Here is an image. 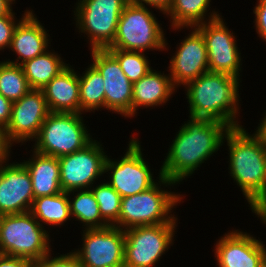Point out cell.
I'll list each match as a JSON object with an SVG mask.
<instances>
[{"label":"cell","mask_w":266,"mask_h":267,"mask_svg":"<svg viewBox=\"0 0 266 267\" xmlns=\"http://www.w3.org/2000/svg\"><path fill=\"white\" fill-rule=\"evenodd\" d=\"M84 73L78 72L81 113L105 109L104 80L101 73L90 64Z\"/></svg>","instance_id":"4316f807"},{"label":"cell","mask_w":266,"mask_h":267,"mask_svg":"<svg viewBox=\"0 0 266 267\" xmlns=\"http://www.w3.org/2000/svg\"><path fill=\"white\" fill-rule=\"evenodd\" d=\"M30 212L43 227L64 225L71 220L68 192L34 198Z\"/></svg>","instance_id":"d4e9b609"},{"label":"cell","mask_w":266,"mask_h":267,"mask_svg":"<svg viewBox=\"0 0 266 267\" xmlns=\"http://www.w3.org/2000/svg\"><path fill=\"white\" fill-rule=\"evenodd\" d=\"M68 65L58 53L48 49L43 54L25 61L21 67L30 88L42 89Z\"/></svg>","instance_id":"cb8c5ba5"},{"label":"cell","mask_w":266,"mask_h":267,"mask_svg":"<svg viewBox=\"0 0 266 267\" xmlns=\"http://www.w3.org/2000/svg\"><path fill=\"white\" fill-rule=\"evenodd\" d=\"M240 82L238 77L215 72H206L190 81L184 86L189 116L219 121L229 128L243 126L237 120Z\"/></svg>","instance_id":"3957f363"},{"label":"cell","mask_w":266,"mask_h":267,"mask_svg":"<svg viewBox=\"0 0 266 267\" xmlns=\"http://www.w3.org/2000/svg\"><path fill=\"white\" fill-rule=\"evenodd\" d=\"M82 231V248L72 251L84 267H124L123 229L109 225Z\"/></svg>","instance_id":"8fae6325"},{"label":"cell","mask_w":266,"mask_h":267,"mask_svg":"<svg viewBox=\"0 0 266 267\" xmlns=\"http://www.w3.org/2000/svg\"><path fill=\"white\" fill-rule=\"evenodd\" d=\"M91 64L104 80L105 109L122 117H132L133 84L124 74L117 59L107 49H93Z\"/></svg>","instance_id":"5bb4252c"},{"label":"cell","mask_w":266,"mask_h":267,"mask_svg":"<svg viewBox=\"0 0 266 267\" xmlns=\"http://www.w3.org/2000/svg\"><path fill=\"white\" fill-rule=\"evenodd\" d=\"M29 160H23L31 181L34 198L63 192L60 186V165L57 157L31 150Z\"/></svg>","instance_id":"7402d4cb"},{"label":"cell","mask_w":266,"mask_h":267,"mask_svg":"<svg viewBox=\"0 0 266 267\" xmlns=\"http://www.w3.org/2000/svg\"><path fill=\"white\" fill-rule=\"evenodd\" d=\"M107 156L101 142L93 140L85 148L58 158L61 189L64 192L90 189L105 174Z\"/></svg>","instance_id":"4fadbf2b"},{"label":"cell","mask_w":266,"mask_h":267,"mask_svg":"<svg viewBox=\"0 0 266 267\" xmlns=\"http://www.w3.org/2000/svg\"><path fill=\"white\" fill-rule=\"evenodd\" d=\"M223 16L195 26L202 34L208 55L209 72L224 73L240 78L241 51L237 39L223 21Z\"/></svg>","instance_id":"7c38bea8"},{"label":"cell","mask_w":266,"mask_h":267,"mask_svg":"<svg viewBox=\"0 0 266 267\" xmlns=\"http://www.w3.org/2000/svg\"><path fill=\"white\" fill-rule=\"evenodd\" d=\"M152 8L129 2L120 15L113 43L107 49L165 51L167 38Z\"/></svg>","instance_id":"52a82bcc"},{"label":"cell","mask_w":266,"mask_h":267,"mask_svg":"<svg viewBox=\"0 0 266 267\" xmlns=\"http://www.w3.org/2000/svg\"><path fill=\"white\" fill-rule=\"evenodd\" d=\"M71 194L74 195V198H71ZM68 198L71 218L74 217L76 221L83 223L82 226L85 227L84 229L104 228L109 226L100 215L98 203L91 189L69 191Z\"/></svg>","instance_id":"484cf974"},{"label":"cell","mask_w":266,"mask_h":267,"mask_svg":"<svg viewBox=\"0 0 266 267\" xmlns=\"http://www.w3.org/2000/svg\"><path fill=\"white\" fill-rule=\"evenodd\" d=\"M229 151V174L240 187L250 209L266 225V145L243 126L224 136Z\"/></svg>","instance_id":"7a4b0ae2"},{"label":"cell","mask_w":266,"mask_h":267,"mask_svg":"<svg viewBox=\"0 0 266 267\" xmlns=\"http://www.w3.org/2000/svg\"><path fill=\"white\" fill-rule=\"evenodd\" d=\"M49 236L30 211L0 216V254L38 261L52 251Z\"/></svg>","instance_id":"5b68a950"},{"label":"cell","mask_w":266,"mask_h":267,"mask_svg":"<svg viewBox=\"0 0 266 267\" xmlns=\"http://www.w3.org/2000/svg\"><path fill=\"white\" fill-rule=\"evenodd\" d=\"M29 11L30 9H26L23 13L24 15L19 20L15 18L16 13L13 10L8 15L0 17V51L3 50L4 52L5 48H10L15 27Z\"/></svg>","instance_id":"4dcf8cb0"},{"label":"cell","mask_w":266,"mask_h":267,"mask_svg":"<svg viewBox=\"0 0 266 267\" xmlns=\"http://www.w3.org/2000/svg\"><path fill=\"white\" fill-rule=\"evenodd\" d=\"M30 86L21 65L0 61V94L10 101L20 100Z\"/></svg>","instance_id":"83f0119b"},{"label":"cell","mask_w":266,"mask_h":267,"mask_svg":"<svg viewBox=\"0 0 266 267\" xmlns=\"http://www.w3.org/2000/svg\"><path fill=\"white\" fill-rule=\"evenodd\" d=\"M176 184L162 177L150 189L121 198L120 216L114 226L125 230L138 226L177 223L178 218L172 214V209L181 203L184 195L165 190Z\"/></svg>","instance_id":"277c9868"},{"label":"cell","mask_w":266,"mask_h":267,"mask_svg":"<svg viewBox=\"0 0 266 267\" xmlns=\"http://www.w3.org/2000/svg\"><path fill=\"white\" fill-rule=\"evenodd\" d=\"M34 201L30 174L22 162L0 166V216L29 212Z\"/></svg>","instance_id":"e0dca14e"},{"label":"cell","mask_w":266,"mask_h":267,"mask_svg":"<svg viewBox=\"0 0 266 267\" xmlns=\"http://www.w3.org/2000/svg\"><path fill=\"white\" fill-rule=\"evenodd\" d=\"M178 223L125 229L124 267H155L175 240Z\"/></svg>","instance_id":"30bf717a"},{"label":"cell","mask_w":266,"mask_h":267,"mask_svg":"<svg viewBox=\"0 0 266 267\" xmlns=\"http://www.w3.org/2000/svg\"><path fill=\"white\" fill-rule=\"evenodd\" d=\"M13 0H0V17L8 15L12 10Z\"/></svg>","instance_id":"f35d334b"},{"label":"cell","mask_w":266,"mask_h":267,"mask_svg":"<svg viewBox=\"0 0 266 267\" xmlns=\"http://www.w3.org/2000/svg\"><path fill=\"white\" fill-rule=\"evenodd\" d=\"M12 146L13 143L10 141L5 128L0 127V166L9 163Z\"/></svg>","instance_id":"836d02e7"},{"label":"cell","mask_w":266,"mask_h":267,"mask_svg":"<svg viewBox=\"0 0 266 267\" xmlns=\"http://www.w3.org/2000/svg\"><path fill=\"white\" fill-rule=\"evenodd\" d=\"M170 75L164 71H150L133 83L132 87V117L137 114L139 108H149L166 104L175 92Z\"/></svg>","instance_id":"44dd1931"},{"label":"cell","mask_w":266,"mask_h":267,"mask_svg":"<svg viewBox=\"0 0 266 267\" xmlns=\"http://www.w3.org/2000/svg\"><path fill=\"white\" fill-rule=\"evenodd\" d=\"M263 116L254 134L266 145V111Z\"/></svg>","instance_id":"74e56055"},{"label":"cell","mask_w":266,"mask_h":267,"mask_svg":"<svg viewBox=\"0 0 266 267\" xmlns=\"http://www.w3.org/2000/svg\"><path fill=\"white\" fill-rule=\"evenodd\" d=\"M50 111L41 89H30L20 100L12 104L10 122L5 128L15 145L34 141Z\"/></svg>","instance_id":"9a60e30c"},{"label":"cell","mask_w":266,"mask_h":267,"mask_svg":"<svg viewBox=\"0 0 266 267\" xmlns=\"http://www.w3.org/2000/svg\"><path fill=\"white\" fill-rule=\"evenodd\" d=\"M253 13L255 14L254 27H256V32L259 38L266 42V0H258Z\"/></svg>","instance_id":"d6a6232c"},{"label":"cell","mask_w":266,"mask_h":267,"mask_svg":"<svg viewBox=\"0 0 266 267\" xmlns=\"http://www.w3.org/2000/svg\"><path fill=\"white\" fill-rule=\"evenodd\" d=\"M43 24L37 19L33 10H30L15 27L9 50L18 55L16 60L6 62L21 65L27 60L43 54L51 44L50 35ZM20 60V61H19Z\"/></svg>","instance_id":"d6986e66"},{"label":"cell","mask_w":266,"mask_h":267,"mask_svg":"<svg viewBox=\"0 0 266 267\" xmlns=\"http://www.w3.org/2000/svg\"><path fill=\"white\" fill-rule=\"evenodd\" d=\"M260 267H266V255L265 257L263 258L261 264H260Z\"/></svg>","instance_id":"60d3db41"},{"label":"cell","mask_w":266,"mask_h":267,"mask_svg":"<svg viewBox=\"0 0 266 267\" xmlns=\"http://www.w3.org/2000/svg\"><path fill=\"white\" fill-rule=\"evenodd\" d=\"M190 28L188 36L178 43L167 70L176 89L209 72L204 38L195 27Z\"/></svg>","instance_id":"2e32d148"},{"label":"cell","mask_w":266,"mask_h":267,"mask_svg":"<svg viewBox=\"0 0 266 267\" xmlns=\"http://www.w3.org/2000/svg\"><path fill=\"white\" fill-rule=\"evenodd\" d=\"M13 102L0 94V127L6 128L10 122Z\"/></svg>","instance_id":"d590c367"},{"label":"cell","mask_w":266,"mask_h":267,"mask_svg":"<svg viewBox=\"0 0 266 267\" xmlns=\"http://www.w3.org/2000/svg\"><path fill=\"white\" fill-rule=\"evenodd\" d=\"M130 2L138 6L155 8L165 15L171 7L173 0H130Z\"/></svg>","instance_id":"e575fe53"},{"label":"cell","mask_w":266,"mask_h":267,"mask_svg":"<svg viewBox=\"0 0 266 267\" xmlns=\"http://www.w3.org/2000/svg\"><path fill=\"white\" fill-rule=\"evenodd\" d=\"M90 189L98 203L100 215L109 225H114L119 220L122 197L107 182Z\"/></svg>","instance_id":"f546056e"},{"label":"cell","mask_w":266,"mask_h":267,"mask_svg":"<svg viewBox=\"0 0 266 267\" xmlns=\"http://www.w3.org/2000/svg\"><path fill=\"white\" fill-rule=\"evenodd\" d=\"M211 0H173L171 7L165 14L170 18V27L173 30L189 29L199 24L221 17L215 10L209 11ZM207 14V18H206ZM210 14V15H209ZM180 29V30H179Z\"/></svg>","instance_id":"603a6c76"},{"label":"cell","mask_w":266,"mask_h":267,"mask_svg":"<svg viewBox=\"0 0 266 267\" xmlns=\"http://www.w3.org/2000/svg\"><path fill=\"white\" fill-rule=\"evenodd\" d=\"M30 262L25 258L0 254V267H28Z\"/></svg>","instance_id":"8d00e7d4"},{"label":"cell","mask_w":266,"mask_h":267,"mask_svg":"<svg viewBox=\"0 0 266 267\" xmlns=\"http://www.w3.org/2000/svg\"><path fill=\"white\" fill-rule=\"evenodd\" d=\"M188 118L169 145L160 168L163 177L177 184L214 156L230 129L226 124L208 118Z\"/></svg>","instance_id":"6da1fadb"},{"label":"cell","mask_w":266,"mask_h":267,"mask_svg":"<svg viewBox=\"0 0 266 267\" xmlns=\"http://www.w3.org/2000/svg\"><path fill=\"white\" fill-rule=\"evenodd\" d=\"M130 0H78L74 20L79 33L87 35L90 50L107 49L115 39L118 21Z\"/></svg>","instance_id":"ba28073f"},{"label":"cell","mask_w":266,"mask_h":267,"mask_svg":"<svg viewBox=\"0 0 266 267\" xmlns=\"http://www.w3.org/2000/svg\"><path fill=\"white\" fill-rule=\"evenodd\" d=\"M215 244L219 267H260L266 255L263 241L238 229L225 233Z\"/></svg>","instance_id":"ac0fdd59"},{"label":"cell","mask_w":266,"mask_h":267,"mask_svg":"<svg viewBox=\"0 0 266 267\" xmlns=\"http://www.w3.org/2000/svg\"><path fill=\"white\" fill-rule=\"evenodd\" d=\"M42 267H84L76 254L71 250L69 253H63L51 257V252L37 261Z\"/></svg>","instance_id":"1f68e13d"},{"label":"cell","mask_w":266,"mask_h":267,"mask_svg":"<svg viewBox=\"0 0 266 267\" xmlns=\"http://www.w3.org/2000/svg\"><path fill=\"white\" fill-rule=\"evenodd\" d=\"M135 137V134L131 137L127 150L120 160H113L107 156L104 165V173L109 174L107 183L122 198L150 189L163 177L159 171L158 180L154 179L153 172L142 153L141 142Z\"/></svg>","instance_id":"9c48e42d"},{"label":"cell","mask_w":266,"mask_h":267,"mask_svg":"<svg viewBox=\"0 0 266 267\" xmlns=\"http://www.w3.org/2000/svg\"><path fill=\"white\" fill-rule=\"evenodd\" d=\"M119 62L124 74L133 84L145 76L150 69L148 56L140 51H126L122 49H107Z\"/></svg>","instance_id":"f1b7e54d"},{"label":"cell","mask_w":266,"mask_h":267,"mask_svg":"<svg viewBox=\"0 0 266 267\" xmlns=\"http://www.w3.org/2000/svg\"><path fill=\"white\" fill-rule=\"evenodd\" d=\"M41 90L50 112L81 113L79 77L70 64Z\"/></svg>","instance_id":"ffe728a7"},{"label":"cell","mask_w":266,"mask_h":267,"mask_svg":"<svg viewBox=\"0 0 266 267\" xmlns=\"http://www.w3.org/2000/svg\"><path fill=\"white\" fill-rule=\"evenodd\" d=\"M28 267H42L37 261H31Z\"/></svg>","instance_id":"ab89813d"},{"label":"cell","mask_w":266,"mask_h":267,"mask_svg":"<svg viewBox=\"0 0 266 267\" xmlns=\"http://www.w3.org/2000/svg\"><path fill=\"white\" fill-rule=\"evenodd\" d=\"M82 114L50 112L34 140L33 150L60 158L85 148L94 139Z\"/></svg>","instance_id":"8992f818"}]
</instances>
